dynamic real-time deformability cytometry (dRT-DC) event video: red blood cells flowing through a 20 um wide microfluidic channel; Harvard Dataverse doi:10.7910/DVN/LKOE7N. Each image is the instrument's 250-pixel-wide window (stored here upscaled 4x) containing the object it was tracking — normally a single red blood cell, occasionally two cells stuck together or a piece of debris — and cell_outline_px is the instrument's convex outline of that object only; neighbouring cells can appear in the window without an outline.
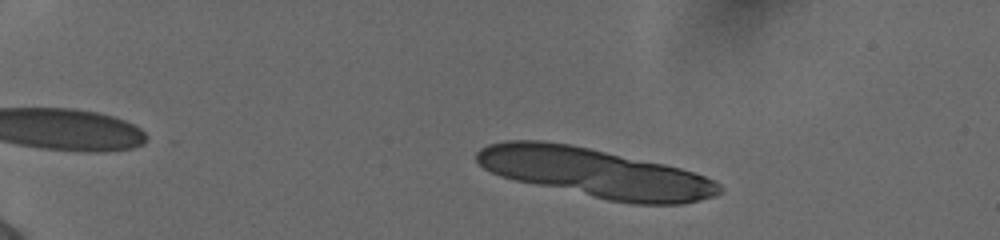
{"species": "human", "species_latin": "Homo sapiens", "temperature_condition": "cold", "stored_images_in_passage": 16, "camera_frame_rate_fps": 3000, "um_per_image_px": 0.085, "donor": {"sex": "female"}, "frame": {"image": 1, "passage_image": 7, "time_ms": 2.0, "image_size_px": [1000, 240], "cell_outline_px": [[716, 192], [708, 196], [692, 200], [664, 204], [656, 204], [616, 200], [524, 180], [508, 176], [496, 172], [488, 168], [476, 156], [484, 148], [492, 144], [564, 144], [584, 148], [676, 168], [700, 176], [708, 180], [712, 184]], "centroid_in_image_um": [50.62, 14.71], "position_along_channel_um": 34.4, "area_um2": 61.9}}